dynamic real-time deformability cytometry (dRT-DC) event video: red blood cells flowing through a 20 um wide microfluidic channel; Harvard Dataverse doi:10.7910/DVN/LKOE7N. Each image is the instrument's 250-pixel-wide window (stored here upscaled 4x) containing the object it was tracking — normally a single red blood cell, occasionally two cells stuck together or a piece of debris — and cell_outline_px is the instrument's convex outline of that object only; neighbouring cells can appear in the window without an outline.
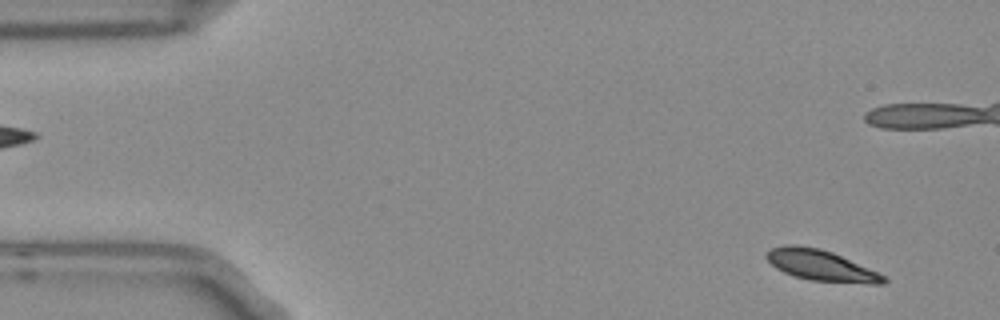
{"species": "Egyptian fruit bat (a non-hibernating species)", "species_latin": "Rousettus aegyptiacus", "temperature_condition": "room temperature", "stored_images_in_passage": 5, "camera_frame_rate_fps": 3000, "um_per_image_px": 0.085, "frame": {"image": 1, "passage_image": 1, "time_ms": 0.0, "image_size_px": [1000, 320], "cell_outline_px": [[888, 280], [884, 284], [868, 284], [808, 280], [784, 272], [776, 268], [764, 256], [764, 252], [772, 248], [784, 244], [796, 244], [820, 248], [832, 252], [888, 276]], "centroid_in_image_um": [69.8, 22.56], "position_along_channel_um": 15.2, "area_um2": 21.33}}